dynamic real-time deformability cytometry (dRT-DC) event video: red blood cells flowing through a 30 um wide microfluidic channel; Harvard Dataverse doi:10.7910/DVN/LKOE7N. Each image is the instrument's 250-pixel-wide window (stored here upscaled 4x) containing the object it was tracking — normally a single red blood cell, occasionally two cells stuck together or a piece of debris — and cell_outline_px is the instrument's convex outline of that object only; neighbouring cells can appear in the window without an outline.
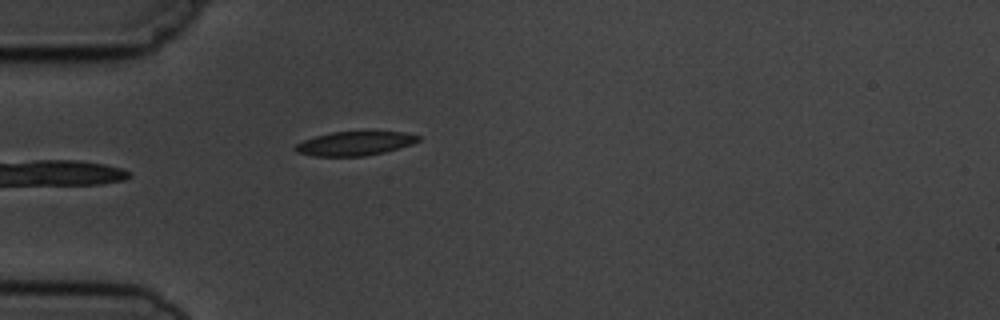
{"species": "common noctule bat (a hibernating species)", "species_latin": "Nyctalus noctula", "temperature_condition": "cold", "stored_images_in_passage": 5, "camera_frame_rate_fps": 3000, "um_per_image_px": 0.085, "animal": {"sex": "male", "body_mass_g": 19.5, "forearm_length_mm": 54.6}, "frame": {"image": 1, "passage_image": 5, "time_ms": 5.333, "image_size_px": [1000, 320], "cell_outline_px": [[420, 140], [412, 144], [384, 152], [364, 156], [316, 156], [296, 152], [292, 148], [296, 144], [304, 140], [316, 136], [332, 132], [404, 132], [420, 136]], "centroid_in_image_um": [30.14, 12.2], "position_along_channel_um": 54.9, "area_um2": 17.05}}